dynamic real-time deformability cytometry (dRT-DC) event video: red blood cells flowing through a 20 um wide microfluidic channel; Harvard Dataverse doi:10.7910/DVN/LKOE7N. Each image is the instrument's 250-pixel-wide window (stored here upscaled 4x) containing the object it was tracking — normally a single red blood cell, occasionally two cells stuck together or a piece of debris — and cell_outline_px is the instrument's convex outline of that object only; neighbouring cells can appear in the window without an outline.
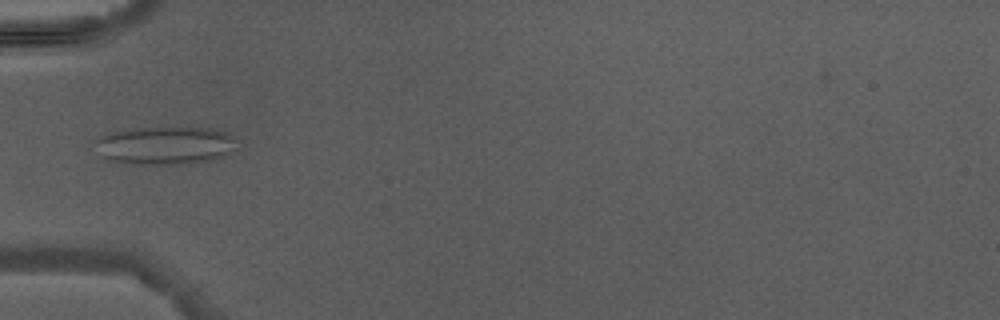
{"species": "Egyptian fruit bat (a non-hibernating species)", "species_latin": "Rousettus aegyptiacus", "temperature_condition": "warm", "stored_images_in_passage": 3, "camera_frame_rate_fps": 3000, "um_per_image_px": 0.085, "animal": {"sex": "male"}, "frame": {"image": 1, "passage_image": 2, "time_ms": 1.333, "image_size_px": [1000, 320], "cell_outline_px": [[236, 148], [224, 156], [208, 160], [184, 164], [132, 164], [108, 160], [100, 156], [92, 144], [100, 136], [108, 132], [136, 128], [212, 128], [228, 132], [236, 140]], "centroid_in_image_um": [13.98, 12.36], "position_along_channel_um": 71.0, "area_um2": 31.73}}